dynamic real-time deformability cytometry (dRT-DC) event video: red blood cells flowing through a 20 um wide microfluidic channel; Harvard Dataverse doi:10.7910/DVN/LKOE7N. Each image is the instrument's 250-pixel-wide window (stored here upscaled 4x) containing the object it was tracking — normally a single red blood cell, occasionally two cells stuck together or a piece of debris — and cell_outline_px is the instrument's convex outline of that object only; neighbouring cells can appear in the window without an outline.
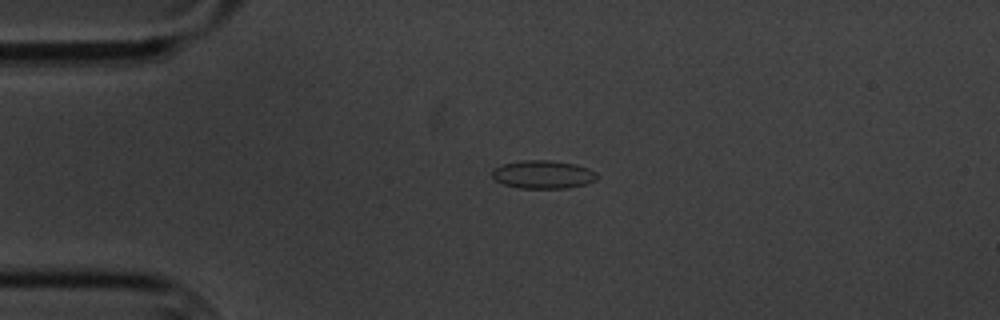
{"species": "common noctule bat (a hibernating species)", "species_latin": "Nyctalus noctula", "temperature_condition": "cold", "stored_images_in_passage": 5, "camera_frame_rate_fps": 3000, "um_per_image_px": 0.085, "animal": {"sex": "male", "body_mass_g": 20.1, "forearm_length_mm": 53.5}, "frame": {"image": 1, "passage_image": 3, "time_ms": 2.333, "image_size_px": [1000, 320], "cell_outline_px": [[596, 180], [588, 184], [568, 188], [520, 188], [504, 184], [496, 180], [492, 176], [492, 168], [504, 164], [520, 160], [548, 160], [576, 164], [588, 168], [596, 172]], "centroid_in_image_um": [46.17, 14.83], "position_along_channel_um": 38.8, "area_um2": 17.28}}
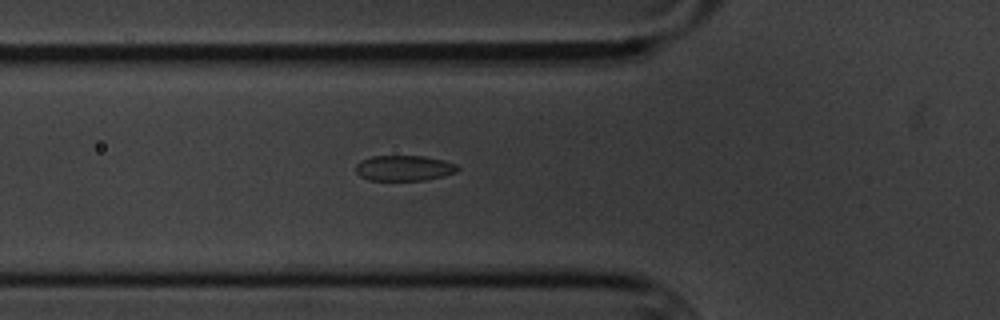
{"frame": {"image": 2, "passage_image": 5, "time_ms": 4.667, "image_size_px": [1000, 320], "cell_outline_px": [[460, 168], [456, 172], [444, 176], [424, 180], [368, 180], [360, 176], [356, 172], [356, 164], [360, 160], [372, 156], [424, 156], [444, 160], [456, 164]], "centroid_in_image_um": [34.34, 14.28], "position_along_channel_um": 91.5, "area_um2": 15.2}}